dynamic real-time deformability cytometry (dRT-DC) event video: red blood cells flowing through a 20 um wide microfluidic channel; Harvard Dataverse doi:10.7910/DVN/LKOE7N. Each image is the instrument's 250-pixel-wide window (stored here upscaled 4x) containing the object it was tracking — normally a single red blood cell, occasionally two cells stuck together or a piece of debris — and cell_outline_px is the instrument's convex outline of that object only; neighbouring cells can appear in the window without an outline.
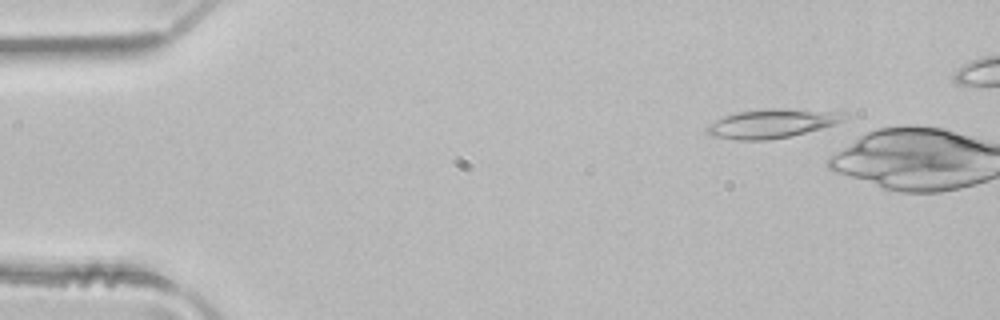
{"species": "common noctule bat (a hibernating species)", "species_latin": "Nyctalus noctula", "temperature_condition": "room temperature", "stored_images_in_passage": 4, "camera_frame_rate_fps": 3000, "um_per_image_px": 0.085, "animal": {"sex": "male", "body_mass_g": 21.5, "forearm_length_mm": 52.0}, "frame": {"image": 1, "passage_image": 4, "time_ms": 1.0, "image_size_px": [1000, 320], "cell_outline_px": [[852, 116], [832, 124], [820, 128], [792, 136], [768, 140], [740, 140], [712, 136], [708, 132], [708, 124], [724, 116], [736, 112], [764, 108], [788, 108], [848, 112]], "centroid_in_image_um": [65.67, 10.47], "position_along_channel_um": 19.3, "area_um2": 23.29}}